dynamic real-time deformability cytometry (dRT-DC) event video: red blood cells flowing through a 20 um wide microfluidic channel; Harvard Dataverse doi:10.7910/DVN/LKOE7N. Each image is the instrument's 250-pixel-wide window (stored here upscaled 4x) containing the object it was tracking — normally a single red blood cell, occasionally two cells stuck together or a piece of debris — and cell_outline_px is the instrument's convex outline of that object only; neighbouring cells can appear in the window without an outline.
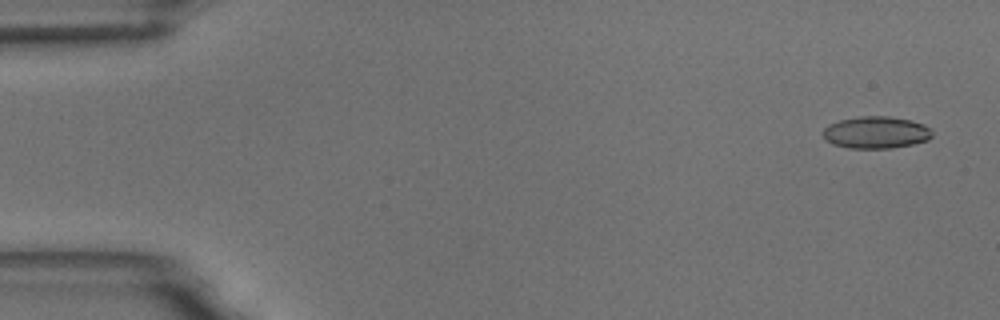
{"species": "common noctule bat (a hibernating species)", "species_latin": "Nyctalus noctula", "temperature_condition": "room temperature", "stored_images_in_passage": 56, "camera_frame_rate_fps": 3000, "um_per_image_px": 0.085, "animal": {"sex": "male", "body_mass_g": 18.8}, "frame": {"image": 1, "passage_image": 3, "time_ms": 0.667, "image_size_px": [1000, 320], "cell_outline_px": [[932, 136], [928, 140], [912, 144], [892, 148], [848, 148], [832, 144], [824, 136], [824, 128], [828, 124], [840, 120], [860, 116], [888, 116], [912, 120], [924, 124], [932, 128]], "centroid_in_image_um": [74.5, 11.25], "position_along_channel_um": 10.5, "area_um2": 20.46}}
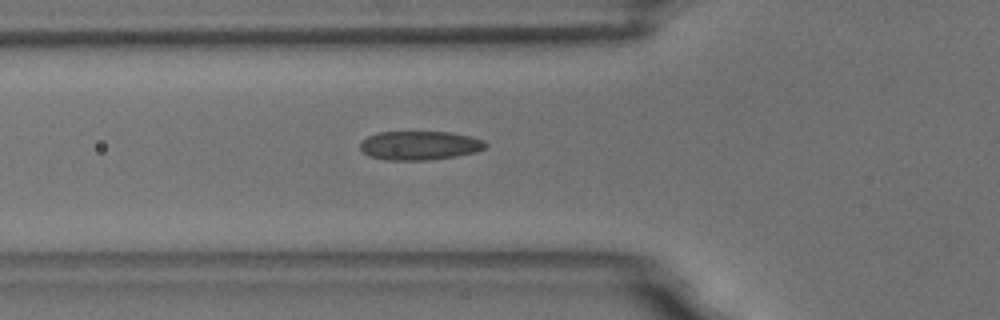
{"frame": {"image": 2, "passage_image": 20, "time_ms": 6.333, "image_size_px": [1000, 320], "cell_outline_px": [[488, 144], [484, 148], [476, 152], [456, 156], [428, 160], [388, 160], [368, 156], [360, 148], [360, 144], [368, 136], [380, 132], [452, 132], [484, 140]], "centroid_in_image_um": [35.68, 12.37], "position_along_channel_um": 90.1, "area_um2": 21.04}}
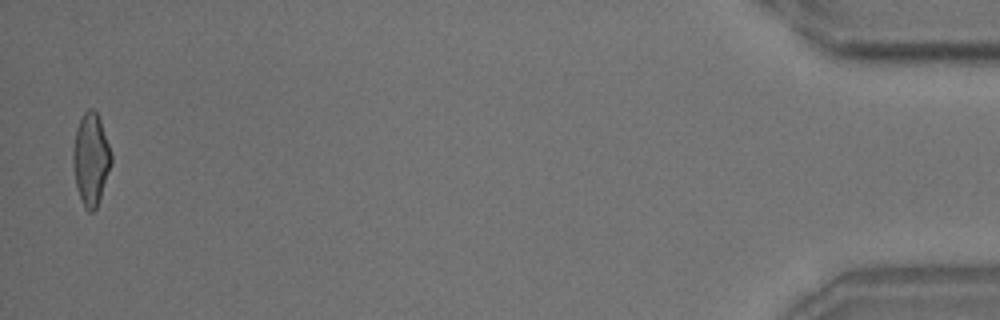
{"frame": {"image": 3, "passage_image": 55, "time_ms": 18.0, "image_size_px": [1000, 320], "cell_outline_px": [[112, 164], [96, 208], [92, 212], [88, 212], [84, 208], [76, 184], [72, 160], [72, 156], [76, 128], [84, 112], [88, 108], [92, 108], [96, 112], [100, 120], [112, 156]], "centroid_in_image_um": [7.72, 13.53], "position_along_channel_um": 427.5, "area_um2": 20.23}, "authors_computed_cell_mechanics": {"area_um2": 20.808, "velocity_mm_per_s": 3.6584, "shape_relaxation_time_tau1_ms": 6.4053, "shape_relaxation_time_tau2_ms": 1.3484, "deformation_change_tau1": 0.1597, "deformation_change_tau2": 0.0901}}